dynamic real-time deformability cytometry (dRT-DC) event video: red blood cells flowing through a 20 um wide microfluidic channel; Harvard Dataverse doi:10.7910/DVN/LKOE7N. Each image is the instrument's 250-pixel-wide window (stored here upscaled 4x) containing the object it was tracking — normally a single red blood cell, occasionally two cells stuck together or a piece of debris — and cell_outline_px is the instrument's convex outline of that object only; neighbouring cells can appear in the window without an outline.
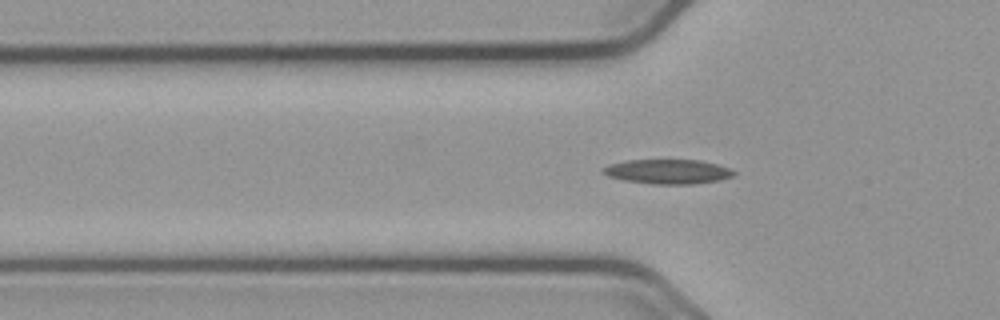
{"species": "common noctule bat (a hibernating species)", "species_latin": "Nyctalus noctula", "temperature_condition": "cold", "stored_images_in_passage": 57, "camera_frame_rate_fps": 3000, "um_per_image_px": 0.085, "animal": {"sex": "male", "body_mass_g": 23.1, "forearm_length_mm": 52.7}, "frame": {"image": 1, "passage_image": 18, "time_ms": 5.667, "image_size_px": [1000, 320], "cell_outline_px": [[736, 172], [732, 176], [716, 180], [692, 184], [652, 184], [624, 180], [608, 176], [600, 172], [604, 168], [612, 164], [628, 160], [700, 160], [716, 164], [728, 168]], "centroid_in_image_um": [56.74, 14.58], "position_along_channel_um": 69.1, "area_um2": 18.38}}
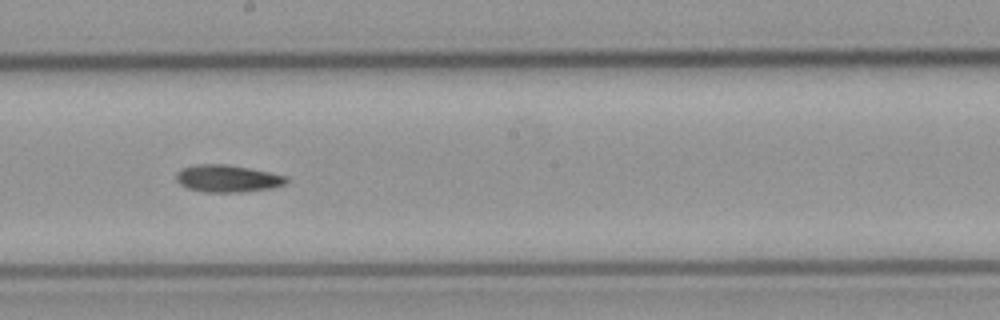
{"frame": {"image": 2, "passage_image": 31, "time_ms": 10.0, "image_size_px": [1000, 320], "cell_outline_px": [[288, 180], [284, 184], [272, 188], [240, 192], [204, 192], [188, 188], [180, 184], [176, 180], [176, 172], [180, 168], [192, 164], [228, 164], [288, 176]], "centroid_in_image_um": [19.29, 15.16], "position_along_channel_um": 228.9, "area_um2": 17.57}}
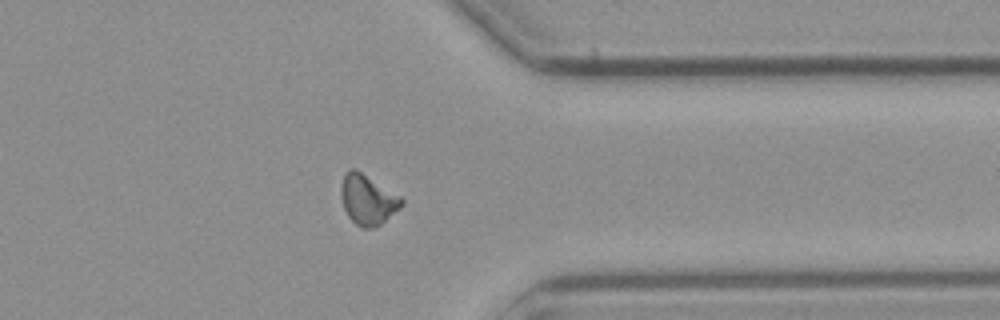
{"frame": {"image": 3, "passage_image": 44, "time_ms": 14.333, "image_size_px": [1000, 320], "cell_outline_px": [[404, 204], [400, 208], [376, 228], [364, 228], [356, 224], [348, 216], [344, 208], [340, 196], [340, 188], [344, 172], [348, 168], [356, 168], [400, 196], [404, 200]], "centroid_in_image_um": [31.23, 16.95], "position_along_channel_um": 380.2, "area_um2": 17.86}}